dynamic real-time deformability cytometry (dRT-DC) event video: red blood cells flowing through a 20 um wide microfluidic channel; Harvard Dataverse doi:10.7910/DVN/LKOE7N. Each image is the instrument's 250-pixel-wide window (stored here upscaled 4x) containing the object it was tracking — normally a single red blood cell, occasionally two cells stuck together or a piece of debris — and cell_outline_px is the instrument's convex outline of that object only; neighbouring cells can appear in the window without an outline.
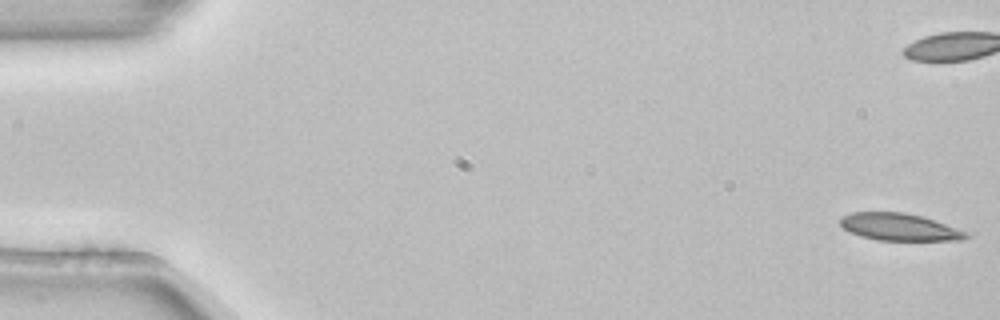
{"species": "common noctule bat (a hibernating species)", "species_latin": "Nyctalus noctula", "temperature_condition": "room temperature", "stored_images_in_passage": 6, "camera_frame_rate_fps": 3000, "um_per_image_px": 0.085, "animal": {"sex": "female", "body_mass_g": 22.7, "forearm_length_mm": 54.2}, "frame": {"image": 1, "passage_image": 1, "time_ms": 0.0, "image_size_px": [1000, 320], "cell_outline_px": [[972, 236], [964, 240], [876, 240], [860, 236], [848, 232], [840, 224], [840, 216], [852, 212], [904, 212], [924, 216], [972, 232]], "centroid_in_image_um": [76.53, 19.29], "position_along_channel_um": 8.5, "area_um2": 20.52}}